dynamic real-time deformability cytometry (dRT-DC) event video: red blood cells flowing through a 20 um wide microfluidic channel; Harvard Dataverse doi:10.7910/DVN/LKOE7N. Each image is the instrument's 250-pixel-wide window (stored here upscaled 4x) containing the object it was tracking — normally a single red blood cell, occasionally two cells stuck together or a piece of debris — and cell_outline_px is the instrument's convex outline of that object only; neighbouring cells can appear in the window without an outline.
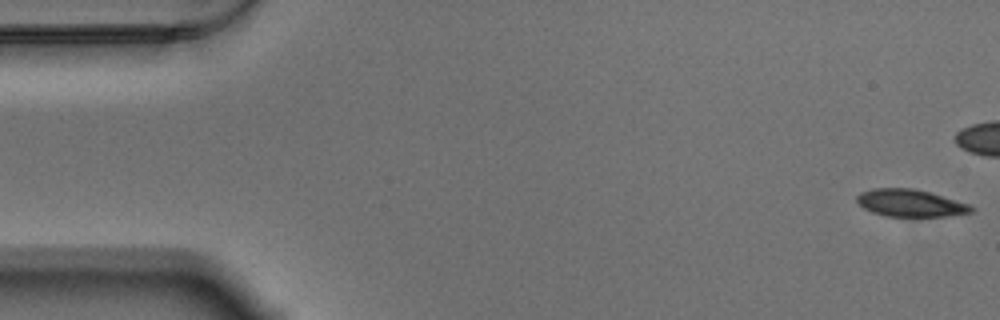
{"species": "Egyptian fruit bat (a non-hibernating species)", "species_latin": "Rousettus aegyptiacus", "temperature_condition": "warm", "stored_images_in_passage": 58, "camera_frame_rate_fps": 3000, "um_per_image_px": 0.085, "animal": {"sex": "male"}, "frame": {"image": 1, "passage_image": 1, "time_ms": 0.0, "image_size_px": [1000, 320], "cell_outline_px": [[976, 208], [972, 212], [948, 216], [888, 216], [872, 212], [864, 208], [856, 200], [856, 196], [860, 192], [872, 188], [916, 188], [968, 204]], "centroid_in_image_um": [77.37, 17.25], "position_along_channel_um": 7.6, "area_um2": 18.09}}
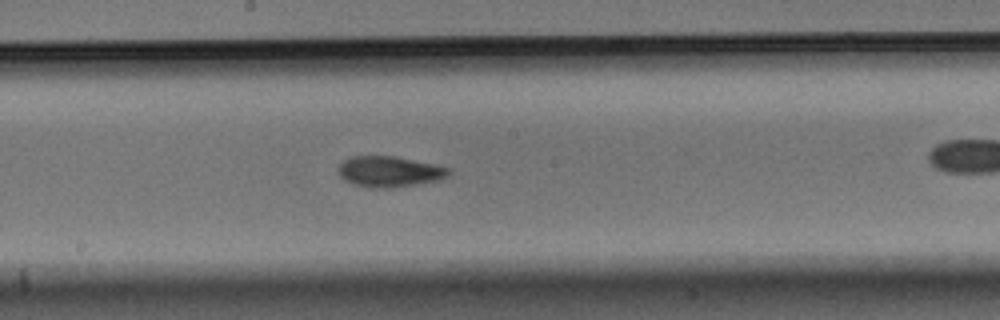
{"frame": {"image": 2, "passage_image": 30, "time_ms": 9.667, "image_size_px": [1000, 320], "cell_outline_px": [[452, 172], [448, 176], [440, 180], [416, 184], [388, 188], [372, 188], [352, 184], [344, 180], [336, 172], [336, 168], [348, 156], [396, 156], [452, 168]], "centroid_in_image_um": [33.08, 14.58], "position_along_channel_um": 215.1, "area_um2": 20.11}}
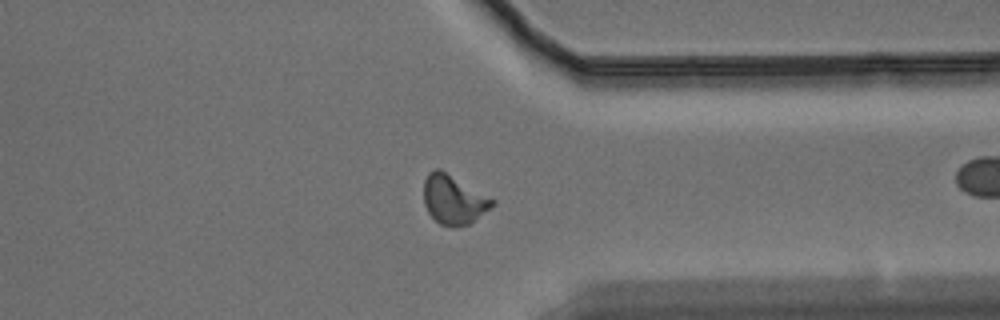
{"frame": {"image": 3, "passage_image": 44, "time_ms": 14.333, "image_size_px": [1000, 320], "cell_outline_px": [[496, 204], [468, 224], [456, 228], [452, 228], [440, 224], [428, 212], [424, 204], [424, 180], [428, 172], [436, 168], [440, 168], [496, 200]], "centroid_in_image_um": [38.55, 16.96], "position_along_channel_um": 372.8, "area_um2": 19.77}, "authors_computed_cell_mechanics": {"area_um2": 19.2185, "velocity_mm_per_s": 3.4682, "shape_relaxation_time_tau1_ms": 8.9104, "shape_relaxation_time_tau2_ms": 6.7271, "deformation_change_tau1": 0.1819, "deformation_change_tau2": 0.1084}}